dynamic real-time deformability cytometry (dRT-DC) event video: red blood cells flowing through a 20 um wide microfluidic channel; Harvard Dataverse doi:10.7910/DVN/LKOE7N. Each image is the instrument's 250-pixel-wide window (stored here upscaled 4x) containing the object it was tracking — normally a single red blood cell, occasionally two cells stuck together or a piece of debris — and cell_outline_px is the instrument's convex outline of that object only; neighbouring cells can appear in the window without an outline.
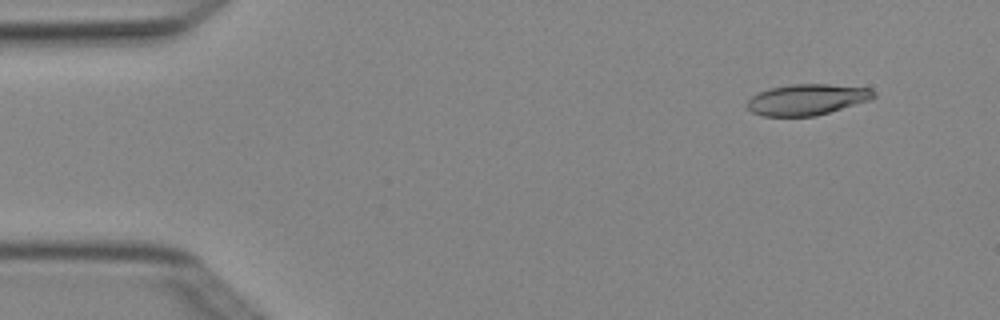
{"species": "Egyptian fruit bat (a non-hibernating species)", "species_latin": "Rousettus aegyptiacus", "temperature_condition": "cold", "stored_images_in_passage": 4, "camera_frame_rate_fps": 3000, "um_per_image_px": 0.085, "animal": {"sex": "female"}, "frame": {"image": 1, "passage_image": 1, "time_ms": 0.0, "image_size_px": [1000, 320], "cell_outline_px": [[876, 96], [872, 100], [816, 116], [764, 116], [752, 112], [744, 104], [752, 96], [768, 88], [792, 84], [828, 84], [872, 88], [876, 92]], "centroid_in_image_um": [68.63, 8.46], "position_along_channel_um": 16.4, "area_um2": 23.12}}
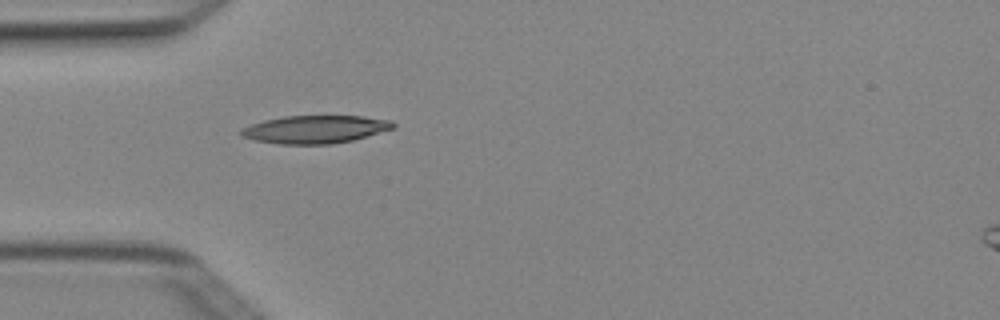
{"frame": {"image": 2, "passage_image": 4, "time_ms": 1.0, "image_size_px": [1000, 320], "cell_outline_px": [[396, 128], [352, 140], [332, 144], [280, 144], [256, 140], [240, 136], [240, 128], [264, 120], [284, 116], [364, 116], [392, 120], [396, 124]], "centroid_in_image_um": [26.81, 10.99], "position_along_channel_um": 58.2, "area_um2": 24.8}}